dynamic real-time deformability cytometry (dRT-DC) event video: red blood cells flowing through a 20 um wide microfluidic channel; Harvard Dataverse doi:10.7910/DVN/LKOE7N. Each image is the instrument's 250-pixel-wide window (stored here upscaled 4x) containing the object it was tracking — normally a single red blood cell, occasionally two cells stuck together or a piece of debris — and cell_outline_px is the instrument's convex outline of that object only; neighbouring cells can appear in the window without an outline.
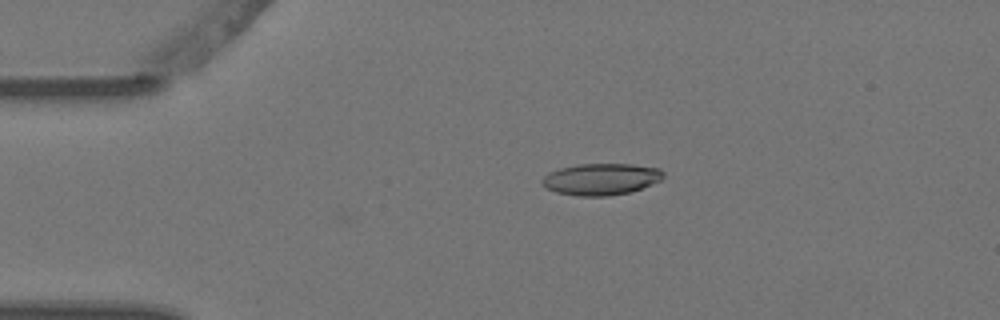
{"species": "Egyptian fruit bat (a non-hibernating species)", "species_latin": "Rousettus aegyptiacus", "temperature_condition": "warm", "stored_images_in_passage": 2, "camera_frame_rate_fps": 3000, "um_per_image_px": 0.085, "animal": {"sex": "female"}, "frame": {"image": 1, "passage_image": 1, "time_ms": 0.0, "image_size_px": [1000, 320], "cell_outline_px": [[664, 176], [660, 180], [640, 188], [628, 192], [608, 196], [576, 196], [556, 192], [540, 184], [540, 180], [548, 172], [560, 168], [580, 164], [632, 164], [660, 168], [664, 172]], "centroid_in_image_um": [51.05, 15.22], "position_along_channel_um": 33.9, "area_um2": 22.31}}